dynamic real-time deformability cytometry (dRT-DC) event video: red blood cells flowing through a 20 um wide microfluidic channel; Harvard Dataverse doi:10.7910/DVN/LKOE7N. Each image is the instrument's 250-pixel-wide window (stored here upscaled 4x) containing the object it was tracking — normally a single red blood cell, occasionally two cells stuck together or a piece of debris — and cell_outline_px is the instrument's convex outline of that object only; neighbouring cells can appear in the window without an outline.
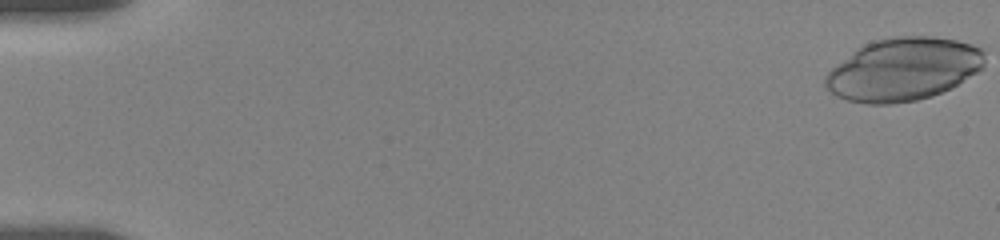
{"species": "human", "species_latin": "Homo sapiens", "temperature_condition": "room temperature", "stored_images_in_passage": 36, "camera_frame_rate_fps": 3000, "um_per_image_px": 0.085, "donor": {"sex": "female"}, "frame": {"image": 1, "passage_image": 1, "time_ms": 0.0, "image_size_px": [1000, 240], "cell_outline_px": [[984, 68], [952, 88], [932, 96], [916, 100], [892, 104], [868, 104], [848, 100], [836, 96], [824, 88], [824, 76], [836, 64], [856, 48], [872, 40], [892, 36], [932, 36], [956, 40], [972, 44], [984, 48]], "centroid_in_image_um": [76.78, 5.88], "position_along_channel_um": 8.2, "area_um2": 59.01}}